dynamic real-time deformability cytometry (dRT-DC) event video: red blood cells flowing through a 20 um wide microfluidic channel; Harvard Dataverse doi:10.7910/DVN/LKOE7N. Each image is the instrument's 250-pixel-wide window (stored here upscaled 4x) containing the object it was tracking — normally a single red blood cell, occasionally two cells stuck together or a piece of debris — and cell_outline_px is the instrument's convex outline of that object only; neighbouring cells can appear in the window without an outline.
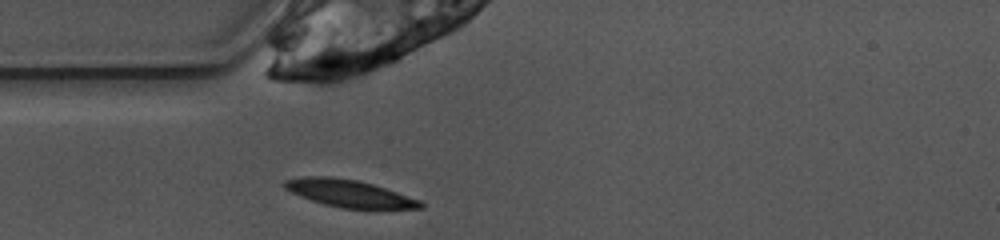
{"species": "common noctule bat (a hibernating species)", "species_latin": "Nyctalus noctula", "temperature_condition": "warm", "stored_images_in_passage": 38, "camera_frame_rate_fps": 3000, "um_per_image_px": 0.085, "animal": {"sex": "female", "body_mass_g": 10.0, "forearm_length_mm": 53.1}, "frame": {"image": 1, "passage_image": 1, "time_ms": 0.0, "image_size_px": [1000, 240], "cell_outline_px": [[424, 208], [344, 208], [324, 204], [300, 196], [284, 188], [284, 180], [304, 176], [332, 176], [360, 180], [420, 200], [424, 204]], "centroid_in_image_um": [29.65, 16.42], "position_along_channel_um": 55.3, "area_um2": 21.33}}
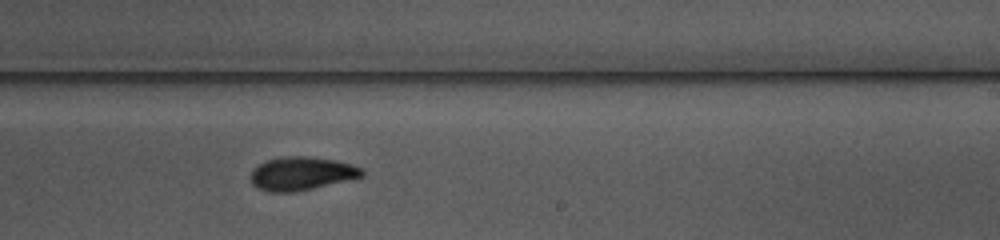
{"frame": {"image": 2, "passage_image": 17, "time_ms": 5.333, "image_size_px": [1000, 240], "cell_outline_px": [[364, 176], [312, 188], [292, 192], [268, 192], [256, 188], [252, 184], [252, 168], [268, 160], [288, 156], [308, 156], [336, 160], [352, 164], [360, 168], [364, 172]], "centroid_in_image_um": [25.62, 14.75], "position_along_channel_um": 263.4, "area_um2": 21.44}}
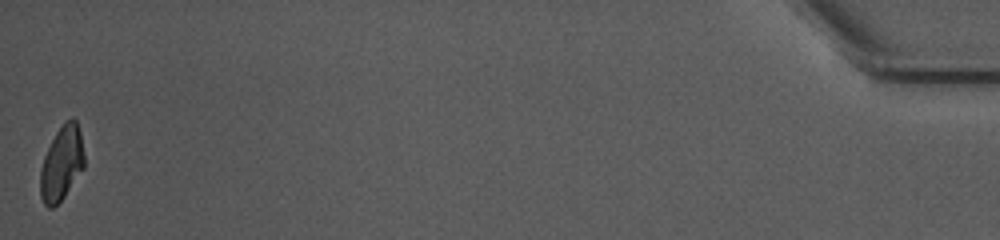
{"frame": {"image": 3, "passage_image": 38, "time_ms": 12.333, "image_size_px": [1000, 240], "cell_outline_px": [[84, 168], [64, 196], [52, 208], [48, 208], [44, 204], [40, 196], [40, 172], [44, 156], [56, 132], [64, 120], [72, 116], [76, 120], [80, 132], [84, 156]], "centroid_in_image_um": [5.24, 13.86], "position_along_channel_um": 430.0, "area_um2": 19.02}, "authors_computed_cell_mechanics": {"area_um2": 21.2126, "velocity_mm_per_s": 3.9099, "shape_relaxation_time_tau1_ms": 2.6144, "shape_relaxation_time_tau2_ms": null, "deformation_change_tau1": 0.1309, "deformation_change_tau2": null}}